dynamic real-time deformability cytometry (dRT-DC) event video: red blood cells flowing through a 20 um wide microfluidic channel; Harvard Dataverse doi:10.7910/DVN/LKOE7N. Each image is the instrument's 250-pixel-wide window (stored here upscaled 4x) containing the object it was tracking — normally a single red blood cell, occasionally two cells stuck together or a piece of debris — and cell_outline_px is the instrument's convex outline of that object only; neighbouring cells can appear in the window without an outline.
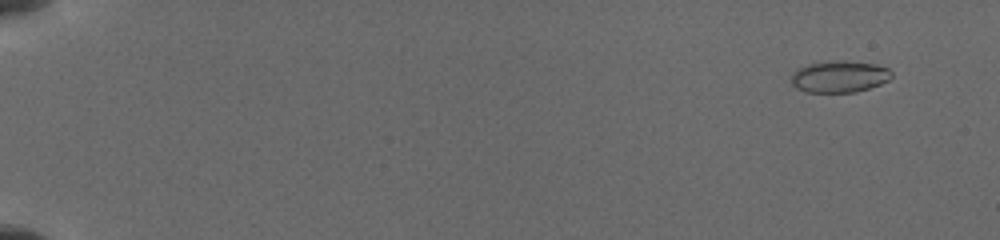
{"species": "common noctule bat (a hibernating species)", "species_latin": "Nyctalus noctula", "temperature_condition": "cold", "stored_images_in_passage": 19, "camera_frame_rate_fps": 3000, "um_per_image_px": 0.085, "animal": {"sex": "female", "body_mass_g": 19.5, "forearm_length_mm": 54.1}, "frame": {"image": 1, "passage_image": 4, "time_ms": 1.0, "image_size_px": [1000, 240], "cell_outline_px": [[892, 76], [888, 80], [880, 84], [856, 92], [804, 92], [796, 88], [792, 84], [792, 72], [796, 68], [808, 64], [844, 60], [872, 64], [888, 68], [892, 72]], "centroid_in_image_um": [71.32, 6.52], "position_along_channel_um": 13.7, "area_um2": 18.44}}
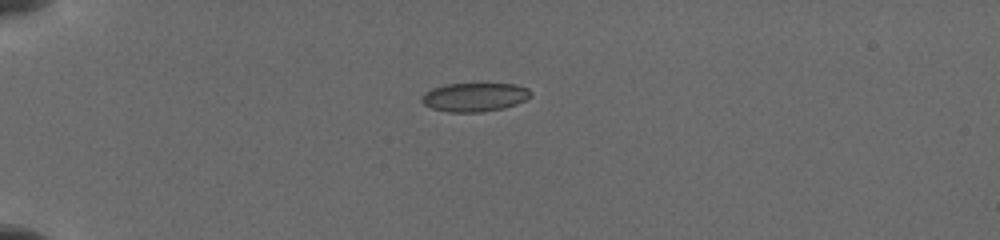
{"frame": {"image": 2, "passage_image": 13, "time_ms": 5.0, "image_size_px": [1000, 240], "cell_outline_px": [[532, 96], [516, 104], [504, 108], [484, 112], [448, 112], [432, 108], [424, 104], [420, 100], [420, 96], [424, 92], [432, 88], [448, 84], [516, 84], [528, 88], [532, 92]], "centroid_in_image_um": [40.34, 8.26], "position_along_channel_um": 44.7, "area_um2": 18.38}}
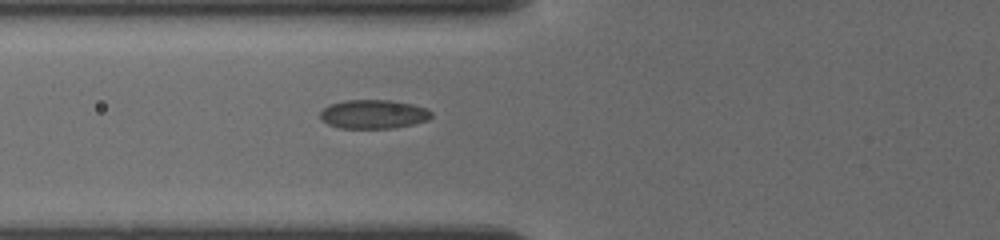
{"frame": {"image": 3, "passage_image": 19, "time_ms": 7.333, "image_size_px": [1000, 240], "cell_outline_px": [[432, 116], [428, 120], [412, 124], [392, 128], [340, 128], [328, 124], [320, 120], [320, 112], [328, 104], [344, 100], [392, 100], [412, 104], [428, 108], [432, 112]], "centroid_in_image_um": [31.73, 9.7], "position_along_channel_um": 94.1, "area_um2": 18.9}}